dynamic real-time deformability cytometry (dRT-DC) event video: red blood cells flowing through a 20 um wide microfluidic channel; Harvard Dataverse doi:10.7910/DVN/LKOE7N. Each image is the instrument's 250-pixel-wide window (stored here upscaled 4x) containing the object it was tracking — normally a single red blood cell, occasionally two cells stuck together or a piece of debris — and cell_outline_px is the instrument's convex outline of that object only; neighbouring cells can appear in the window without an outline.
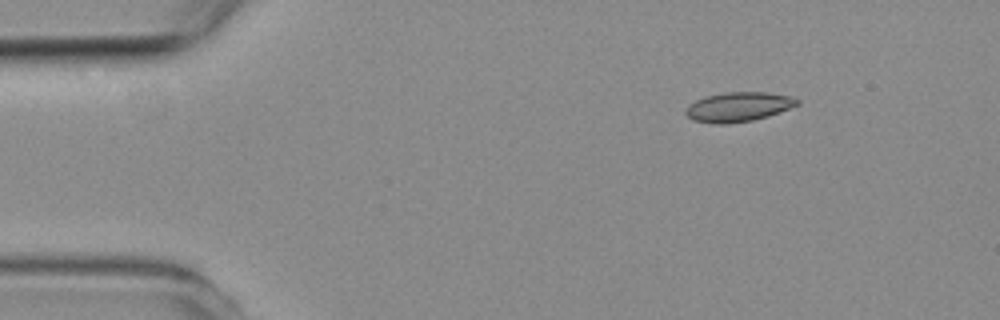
{"species": "common noctule bat (a hibernating species)", "species_latin": "Nyctalus noctula", "temperature_condition": "room temperature", "stored_images_in_passage": 5, "camera_frame_rate_fps": 3000, "um_per_image_px": 0.085, "animal": {"sex": "female", "body_mass_g": 19.3, "forearm_length_mm": 54.1}, "frame": {"image": 1, "passage_image": 1, "time_ms": 0.0, "image_size_px": [1000, 320], "cell_outline_px": [[800, 104], [768, 116], [752, 120], [728, 124], [716, 124], [692, 120], [684, 112], [688, 104], [704, 96], [724, 92], [764, 92], [792, 96], [800, 100]], "centroid_in_image_um": [62.74, 9.08], "position_along_channel_um": 22.3, "area_um2": 19.31}}
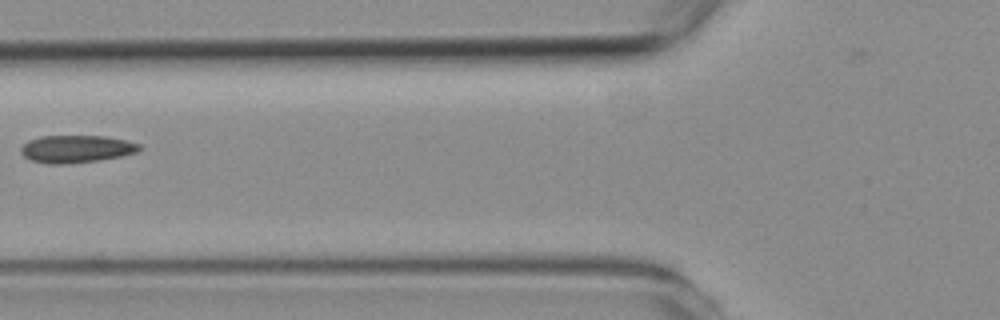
{"frame": {"image": 2, "passage_image": 4, "time_ms": 4.333, "image_size_px": [1000, 320], "cell_outline_px": [[140, 148], [136, 152], [120, 156], [100, 160], [68, 164], [48, 164], [32, 160], [24, 156], [20, 152], [20, 148], [24, 144], [40, 136], [104, 136], [124, 140], [140, 144]], "centroid_in_image_um": [6.47, 12.67], "position_along_channel_um": 119.3, "area_um2": 18.79}}
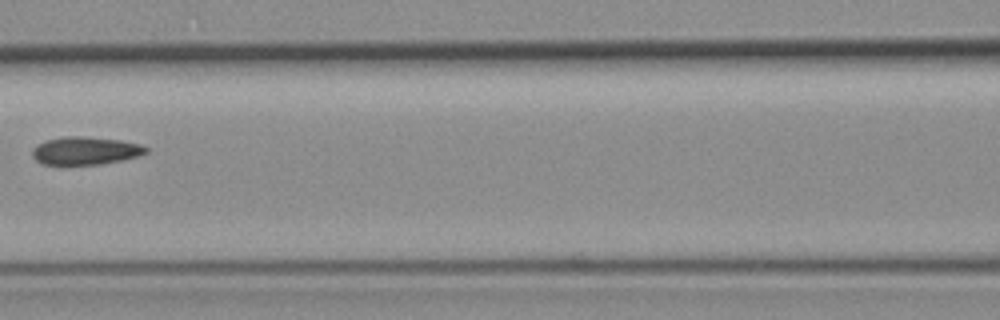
{"frame": {"image": 3, "passage_image": 5, "time_ms": 5.333, "image_size_px": [1000, 320], "cell_outline_px": [[148, 152], [140, 156], [100, 164], [40, 164], [32, 156], [32, 148], [36, 144], [44, 140], [64, 136], [80, 136], [120, 140], [140, 144], [148, 148]], "centroid_in_image_um": [7.23, 12.8], "position_along_channel_um": 159.4, "area_um2": 18.55}}